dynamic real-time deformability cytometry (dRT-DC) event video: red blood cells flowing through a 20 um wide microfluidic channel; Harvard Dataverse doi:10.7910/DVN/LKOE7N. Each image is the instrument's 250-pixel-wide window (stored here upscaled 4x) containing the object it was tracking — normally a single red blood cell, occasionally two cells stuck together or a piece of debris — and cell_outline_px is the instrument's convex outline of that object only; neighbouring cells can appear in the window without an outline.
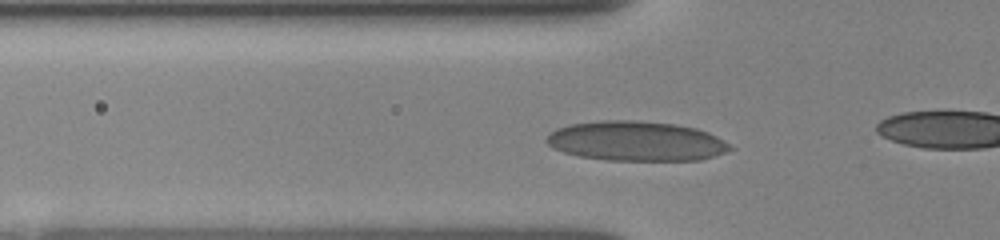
{"species": "human", "species_latin": "Homo sapiens", "temperature_condition": "room temperature", "stored_images_in_passage": 34, "camera_frame_rate_fps": 3000, "um_per_image_px": 0.085, "donor": {"sex": "female"}, "frame": {"image": 1, "passage_image": 10, "time_ms": 3.0, "image_size_px": [1000, 240], "cell_outline_px": [[736, 148], [700, 160], [608, 160], [580, 156], [564, 152], [552, 148], [544, 140], [556, 128], [572, 124], [600, 120], [636, 120], [676, 124], [696, 128], [708, 132], [724, 140]], "centroid_in_image_um": [54.09, 11.99], "position_along_channel_um": 71.7, "area_um2": 42.48}}
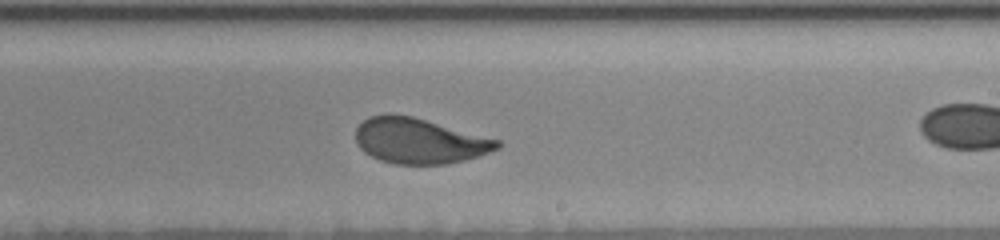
{"frame": {"image": 2, "passage_image": 24, "time_ms": 7.667, "image_size_px": [1000, 240], "cell_outline_px": [[500, 148], [464, 160], [448, 164], [396, 164], [380, 160], [364, 152], [356, 144], [356, 128], [368, 116], [384, 112], [388, 112], [412, 116], [500, 140]], "centroid_in_image_um": [35.59, 11.95], "position_along_channel_um": 253.4, "area_um2": 37.57}}
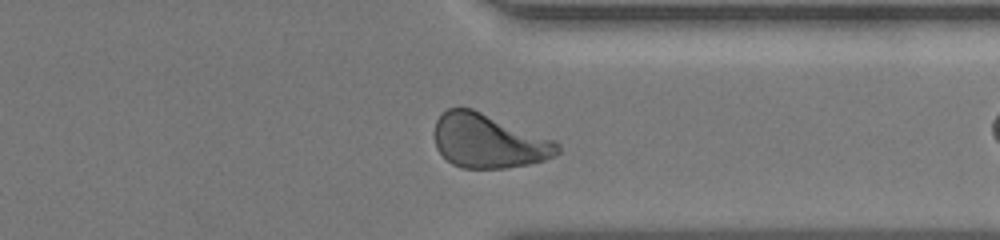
{"frame": {"image": 3, "passage_image": 33, "time_ms": 10.667, "image_size_px": [1000, 240], "cell_outline_px": [[560, 152], [556, 156], [544, 160], [528, 164], [504, 168], [460, 168], [452, 164], [436, 148], [432, 132], [436, 120], [448, 108], [472, 108], [556, 140], [560, 144]], "centroid_in_image_um": [41.53, 11.98], "position_along_channel_um": 369.9, "area_um2": 39.13}}